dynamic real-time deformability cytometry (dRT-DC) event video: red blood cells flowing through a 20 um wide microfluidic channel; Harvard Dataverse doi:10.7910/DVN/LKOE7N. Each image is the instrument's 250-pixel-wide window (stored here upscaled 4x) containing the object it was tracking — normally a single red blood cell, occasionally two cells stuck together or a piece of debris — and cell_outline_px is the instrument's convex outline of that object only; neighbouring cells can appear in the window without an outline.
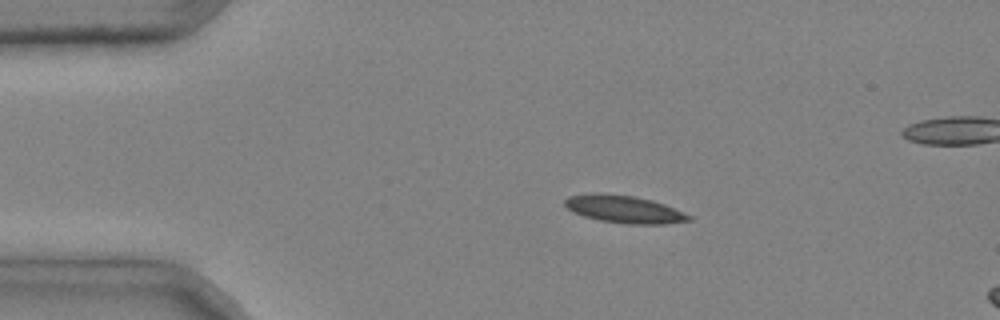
{"species": "common noctule bat (a hibernating species)", "species_latin": "Nyctalus noctula", "temperature_condition": "cold", "stored_images_in_passage": 3, "camera_frame_rate_fps": 3000, "um_per_image_px": 0.085, "animal": {"sex": "male", "body_mass_g": 20.4}, "frame": {"image": 1, "passage_image": 1, "time_ms": 0.0, "image_size_px": [1000, 320], "cell_outline_px": [[692, 220], [664, 224], [624, 224], [600, 220], [584, 216], [568, 208], [564, 204], [564, 200], [568, 196], [592, 192], [632, 196], [652, 200], [664, 204], [692, 216]], "centroid_in_image_um": [53.05, 17.78], "position_along_channel_um": 32.0, "area_um2": 19.77}}